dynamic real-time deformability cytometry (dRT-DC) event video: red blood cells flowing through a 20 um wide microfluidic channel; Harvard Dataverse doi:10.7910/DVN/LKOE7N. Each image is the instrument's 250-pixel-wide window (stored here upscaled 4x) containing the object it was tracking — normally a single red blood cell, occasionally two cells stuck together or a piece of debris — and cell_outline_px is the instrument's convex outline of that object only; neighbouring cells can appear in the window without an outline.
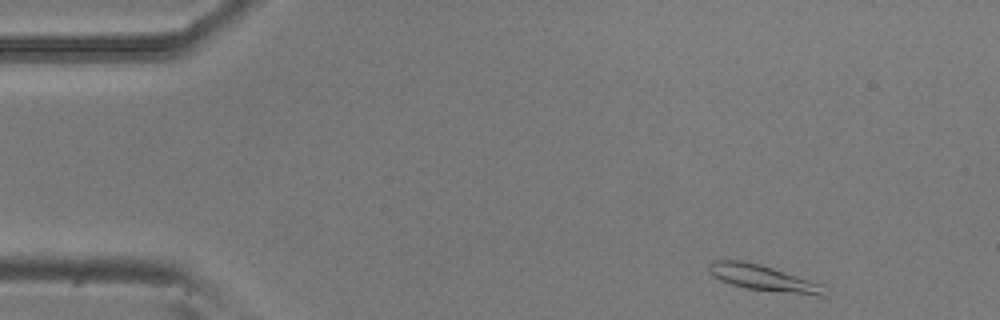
{"species": "common noctule bat (a hibernating species)", "species_latin": "Nyctalus noctula", "temperature_condition": "room temperature", "stored_images_in_passage": 50, "camera_frame_rate_fps": 3000, "um_per_image_px": 0.085, "animal": {"sex": "male", "body_mass_g": 20.5, "forearm_length_mm": 52.5}, "frame": {"image": 1, "passage_image": 2, "time_ms": 0.333, "image_size_px": [1000, 320], "cell_outline_px": [[828, 296], [816, 296], [744, 288], [720, 280], [712, 276], [708, 272], [708, 264], [712, 260], [744, 260], [760, 264], [824, 284]], "centroid_in_image_um": [64.9, 23.63], "position_along_channel_um": 20.1, "area_um2": 17.74}}
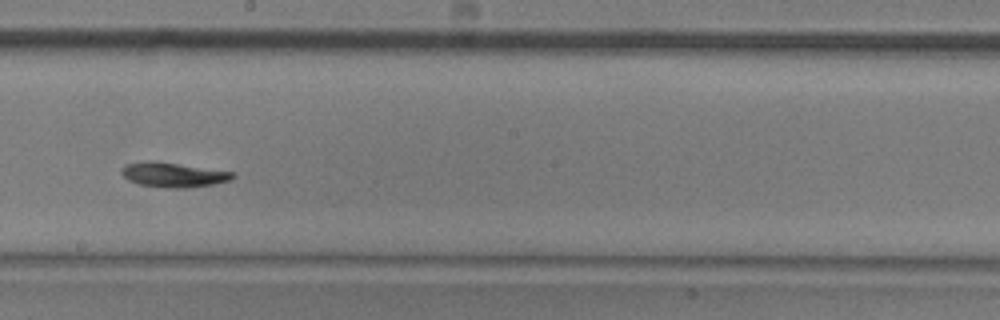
{"frame": {"image": 2, "passage_image": 26, "time_ms": 8.333, "image_size_px": [1000, 320], "cell_outline_px": [[236, 176], [232, 180], [212, 184], [188, 188], [168, 188], [140, 184], [128, 180], [120, 172], [120, 168], [124, 164], [156, 160], [232, 172]], "centroid_in_image_um": [14.71, 14.85], "position_along_channel_um": 233.5, "area_um2": 16.01}}
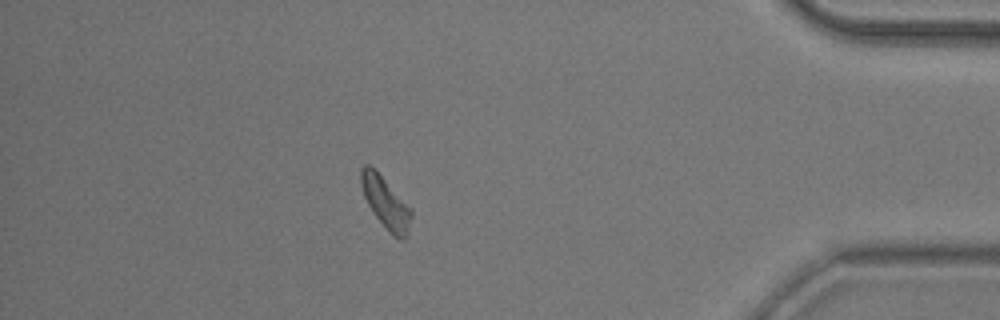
{"frame": {"image": 3, "passage_image": 43, "time_ms": 14.0, "image_size_px": [1000, 320], "cell_outline_px": [[412, 216], [408, 236], [404, 240], [400, 240], [392, 236], [372, 212], [364, 196], [360, 184], [360, 168], [364, 164], [368, 164], [412, 208]], "centroid_in_image_um": [32.8, 17.29], "position_along_channel_um": 402.4, "area_um2": 15.09}, "authors_computed_cell_mechanics": {"area_um2": 15.4615, "velocity_mm_per_s": 3.7426, "shape_relaxation_time_tau1_ms": 3.9221, "shape_relaxation_time_tau2_ms": null, "deformation_change_tau1": 0.1359, "deformation_change_tau2": null}}